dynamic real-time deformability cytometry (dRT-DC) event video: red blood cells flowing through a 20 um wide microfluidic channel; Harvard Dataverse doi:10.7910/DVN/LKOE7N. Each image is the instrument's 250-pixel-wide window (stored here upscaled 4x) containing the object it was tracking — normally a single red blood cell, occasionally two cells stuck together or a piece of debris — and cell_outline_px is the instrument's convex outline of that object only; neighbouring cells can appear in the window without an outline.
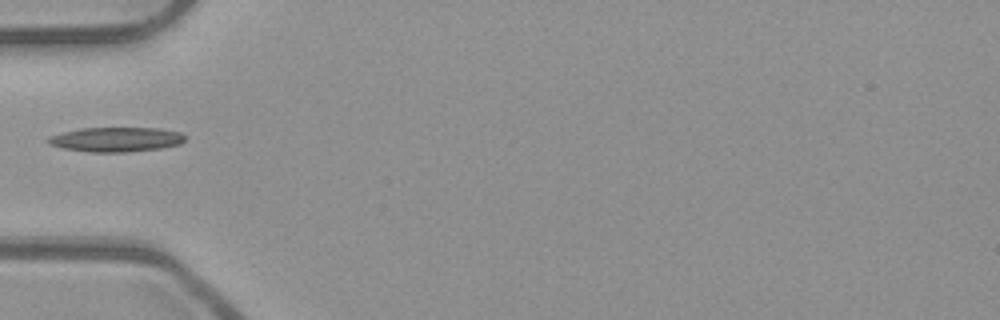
{"species": "common noctule bat (a hibernating species)", "species_latin": "Nyctalus noctula", "temperature_condition": "room temperature", "stored_images_in_passage": 12, "camera_frame_rate_fps": 3000, "um_per_image_px": 0.085, "animal": {"sex": "male", "body_mass_g": 23.1, "forearm_length_mm": 52.7}, "frame": {"image": 1, "passage_image": 1, "time_ms": 0.0, "image_size_px": [1000, 320], "cell_outline_px": [[184, 140], [180, 144], [160, 148], [128, 152], [92, 152], [64, 148], [48, 144], [48, 136], [80, 128], [160, 128], [180, 132], [184, 136]], "centroid_in_image_um": [9.87, 11.85], "position_along_channel_um": 75.1, "area_um2": 19.48}}